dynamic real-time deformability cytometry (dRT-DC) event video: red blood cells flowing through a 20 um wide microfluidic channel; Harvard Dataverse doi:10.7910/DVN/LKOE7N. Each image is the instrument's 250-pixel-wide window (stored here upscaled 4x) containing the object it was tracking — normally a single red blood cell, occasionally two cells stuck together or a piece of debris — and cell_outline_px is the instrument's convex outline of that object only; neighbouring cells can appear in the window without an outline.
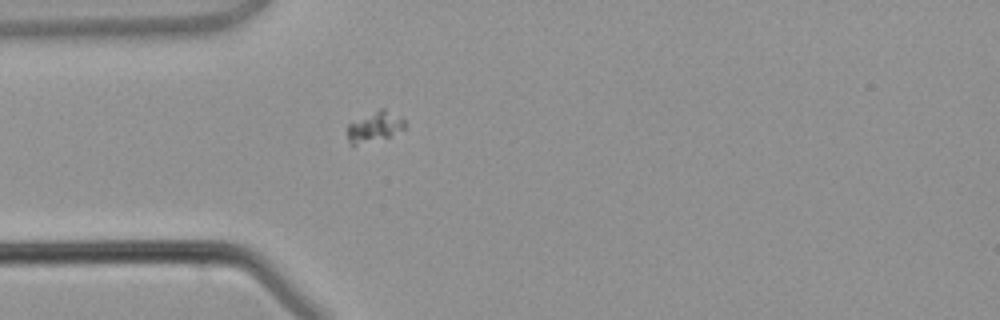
{"species": "common noctule bat (a hibernating species)", "species_latin": "Nyctalus noctula", "temperature_condition": "warm", "stored_images_in_passage": 1, "camera_frame_rate_fps": 3000, "um_per_image_px": 0.085, "animal": {"sex": "male", "body_mass_g": 21.5, "forearm_length_mm": 52.0}, "frame": {"image": 1, "passage_image": 1, "time_ms": 0.0, "image_size_px": [1000, 320], "cell_outline_px": [[408, 124], [404, 128], [388, 136], [352, 148], [348, 140], [348, 124], [380, 108], [384, 108], [404, 120]], "centroid_in_image_um": [31.81, 10.81], "position_along_channel_um": 53.2, "area_um2": 10.06}}